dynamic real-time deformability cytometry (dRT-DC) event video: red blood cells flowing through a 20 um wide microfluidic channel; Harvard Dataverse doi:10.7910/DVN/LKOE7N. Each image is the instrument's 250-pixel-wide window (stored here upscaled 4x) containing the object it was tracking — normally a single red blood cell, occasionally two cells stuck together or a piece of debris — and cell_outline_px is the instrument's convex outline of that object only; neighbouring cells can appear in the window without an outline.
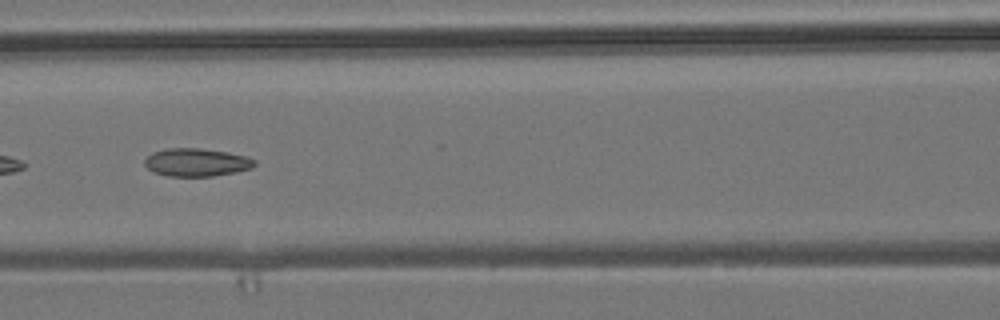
{"species": "common noctule bat (a hibernating species)", "species_latin": "Nyctalus noctula", "temperature_condition": "room temperature", "stored_images_in_passage": 54, "camera_frame_rate_fps": 3000, "um_per_image_px": 0.085, "animal": {"sex": "male", "body_mass_g": 19.2, "forearm_length_mm": 51.8}, "frame": {"image": 1, "passage_image": 24, "time_ms": 7.667, "image_size_px": [1000, 320], "cell_outline_px": [[256, 164], [252, 168], [236, 172], [212, 176], [168, 176], [152, 172], [144, 164], [144, 160], [152, 152], [168, 148], [200, 148], [228, 152], [248, 156], [256, 160]], "centroid_in_image_um": [16.72, 13.79], "position_along_channel_um": 149.9, "area_um2": 18.09}, "authors_computed_cell_mechanics": {"area_um2": 18.0047, "velocity_mm_per_s": 3.8399, "shape_relaxation_time_tau1_ms": null, "shape_relaxation_time_tau2_ms": 3.1948, "deformation_change_tau1": null, "deformation_change_tau2": 0.0939}}